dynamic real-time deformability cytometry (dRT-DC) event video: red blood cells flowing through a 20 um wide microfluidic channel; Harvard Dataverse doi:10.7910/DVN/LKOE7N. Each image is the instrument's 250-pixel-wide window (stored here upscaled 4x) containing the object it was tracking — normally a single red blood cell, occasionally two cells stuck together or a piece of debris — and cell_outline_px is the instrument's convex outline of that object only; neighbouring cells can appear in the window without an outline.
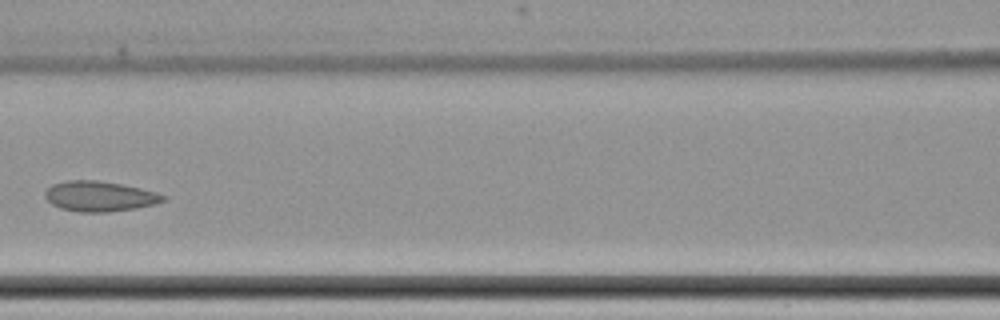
{"species": "common noctule bat (a hibernating species)", "species_latin": "Nyctalus noctula", "temperature_condition": "cold", "stored_images_in_passage": 9, "camera_frame_rate_fps": 3000, "um_per_image_px": 0.085, "animal": {"sex": "female", "body_mass_g": 22.7, "forearm_length_mm": 54.2}, "frame": {"image": 1, "passage_image": 7, "time_ms": 8.667, "image_size_px": [1000, 320], "cell_outline_px": [[168, 196], [164, 200], [156, 204], [136, 208], [108, 212], [80, 212], [60, 208], [52, 204], [44, 196], [44, 192], [52, 184], [68, 180], [96, 180], [120, 184], [140, 188], [156, 192]], "centroid_in_image_um": [8.47, 16.68], "position_along_channel_um": 158.1, "area_um2": 20.81}}
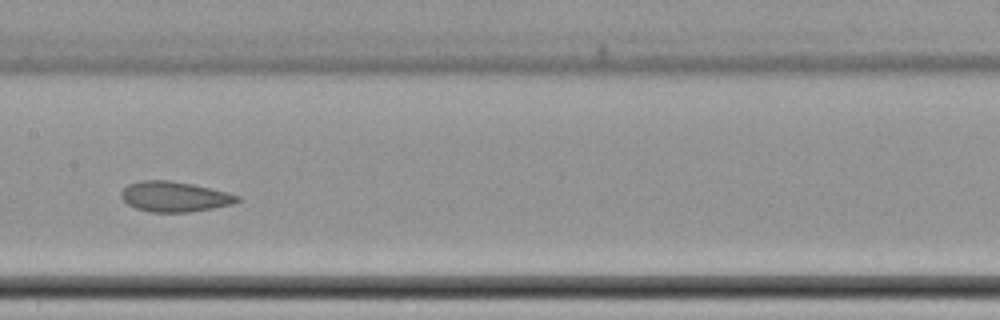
{"frame": {"image": 2, "passage_image": 8, "time_ms": 9.667, "image_size_px": [1000, 320], "cell_outline_px": [[240, 200], [232, 204], [212, 208], [188, 212], [152, 212], [136, 208], [128, 204], [120, 196], [120, 192], [128, 184], [140, 180], [168, 180], [192, 184], [228, 192], [240, 196]], "centroid_in_image_um": [14.82, 16.71], "position_along_channel_um": 192.6, "area_um2": 20.4}}
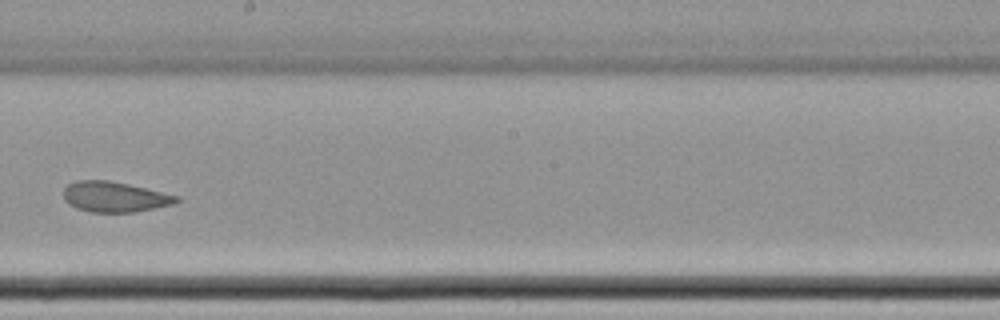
{"frame": {"image": 3, "passage_image": 9, "time_ms": 11.0, "image_size_px": [1000, 320], "cell_outline_px": [[180, 200], [172, 204], [136, 212], [92, 212], [76, 208], [68, 204], [64, 200], [64, 188], [68, 184], [76, 180], [108, 180], [128, 184], [180, 196]], "centroid_in_image_um": [9.73, 16.73], "position_along_channel_um": 238.5, "area_um2": 20.0}}